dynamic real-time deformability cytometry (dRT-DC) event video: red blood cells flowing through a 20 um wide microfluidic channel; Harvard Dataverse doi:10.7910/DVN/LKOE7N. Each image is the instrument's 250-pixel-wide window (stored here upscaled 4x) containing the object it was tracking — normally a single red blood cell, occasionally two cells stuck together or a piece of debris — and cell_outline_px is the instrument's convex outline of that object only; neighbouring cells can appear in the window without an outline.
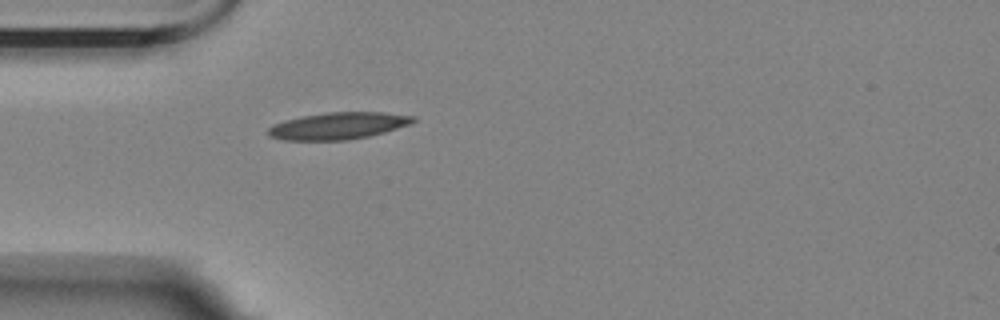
{"species": "Egyptian fruit bat (a non-hibernating species)", "species_latin": "Rousettus aegyptiacus", "temperature_condition": "room temperature", "stored_images_in_passage": 1, "camera_frame_rate_fps": 3000, "um_per_image_px": 0.085, "animal": {"sex": "female"}, "frame": {"image": 1, "passage_image": 1, "time_ms": 0.0, "image_size_px": [1000, 320], "cell_outline_px": [[416, 120], [412, 124], [384, 132], [368, 136], [348, 140], [284, 140], [268, 136], [268, 128], [272, 124], [284, 120], [304, 116], [328, 112], [384, 112], [416, 116]], "centroid_in_image_um": [28.76, 10.69], "position_along_channel_um": 56.2, "area_um2": 22.83}}